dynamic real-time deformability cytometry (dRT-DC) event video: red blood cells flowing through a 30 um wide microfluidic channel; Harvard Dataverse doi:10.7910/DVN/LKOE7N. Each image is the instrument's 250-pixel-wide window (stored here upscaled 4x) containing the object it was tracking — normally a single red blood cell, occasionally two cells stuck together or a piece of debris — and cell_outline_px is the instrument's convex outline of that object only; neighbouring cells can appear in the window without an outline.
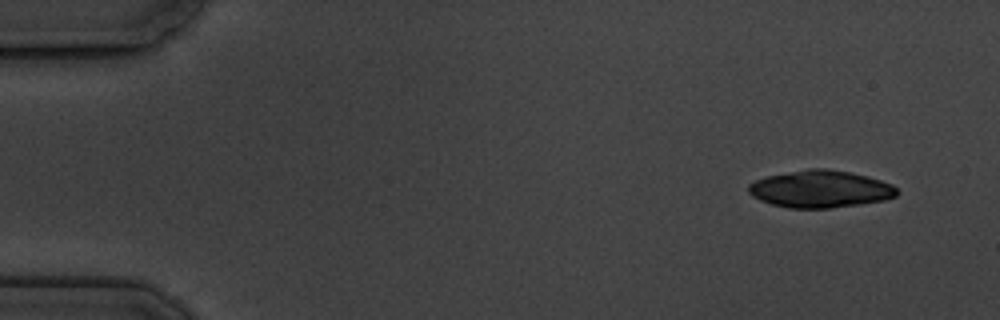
{"species": "common noctule bat (a hibernating species)", "species_latin": "Nyctalus noctula", "temperature_condition": "cold", "stored_images_in_passage": 5, "camera_frame_rate_fps": 3000, "um_per_image_px": 0.085, "animal": {"sex": "male", "body_mass_g": 19.5, "forearm_length_mm": 54.6}, "frame": {"image": 1, "passage_image": 1, "time_ms": 0.0, "image_size_px": [1000, 320], "cell_outline_px": [[900, 192], [896, 196], [884, 200], [860, 204], [828, 208], [788, 208], [772, 204], [760, 200], [752, 196], [748, 192], [748, 184], [756, 180], [768, 176], [808, 168], [824, 168], [848, 172], [868, 176], [892, 184]], "centroid_in_image_um": [69.73, 16.07], "position_along_channel_um": 15.3, "area_um2": 32.14}}